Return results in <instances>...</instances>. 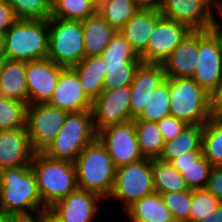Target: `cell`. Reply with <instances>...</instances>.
Segmentation results:
<instances>
[{"instance_id":"cell-10","label":"cell","mask_w":222,"mask_h":222,"mask_svg":"<svg viewBox=\"0 0 222 222\" xmlns=\"http://www.w3.org/2000/svg\"><path fill=\"white\" fill-rule=\"evenodd\" d=\"M220 24L210 30H199L198 62L192 77L210 94L222 80V23Z\"/></svg>"},{"instance_id":"cell-49","label":"cell","mask_w":222,"mask_h":222,"mask_svg":"<svg viewBox=\"0 0 222 222\" xmlns=\"http://www.w3.org/2000/svg\"><path fill=\"white\" fill-rule=\"evenodd\" d=\"M3 36L0 34V56H2Z\"/></svg>"},{"instance_id":"cell-1","label":"cell","mask_w":222,"mask_h":222,"mask_svg":"<svg viewBox=\"0 0 222 222\" xmlns=\"http://www.w3.org/2000/svg\"><path fill=\"white\" fill-rule=\"evenodd\" d=\"M48 19H19L3 35L2 59L30 62L48 57Z\"/></svg>"},{"instance_id":"cell-25","label":"cell","mask_w":222,"mask_h":222,"mask_svg":"<svg viewBox=\"0 0 222 222\" xmlns=\"http://www.w3.org/2000/svg\"><path fill=\"white\" fill-rule=\"evenodd\" d=\"M84 58L101 55L116 34V30L97 11L82 21Z\"/></svg>"},{"instance_id":"cell-11","label":"cell","mask_w":222,"mask_h":222,"mask_svg":"<svg viewBox=\"0 0 222 222\" xmlns=\"http://www.w3.org/2000/svg\"><path fill=\"white\" fill-rule=\"evenodd\" d=\"M68 113L48 103L28 105L26 130L35 152H43L55 139Z\"/></svg>"},{"instance_id":"cell-36","label":"cell","mask_w":222,"mask_h":222,"mask_svg":"<svg viewBox=\"0 0 222 222\" xmlns=\"http://www.w3.org/2000/svg\"><path fill=\"white\" fill-rule=\"evenodd\" d=\"M19 19H49L52 0H6Z\"/></svg>"},{"instance_id":"cell-31","label":"cell","mask_w":222,"mask_h":222,"mask_svg":"<svg viewBox=\"0 0 222 222\" xmlns=\"http://www.w3.org/2000/svg\"><path fill=\"white\" fill-rule=\"evenodd\" d=\"M134 0H100L97 11L119 31L125 23L139 10Z\"/></svg>"},{"instance_id":"cell-28","label":"cell","mask_w":222,"mask_h":222,"mask_svg":"<svg viewBox=\"0 0 222 222\" xmlns=\"http://www.w3.org/2000/svg\"><path fill=\"white\" fill-rule=\"evenodd\" d=\"M204 125H188L174 140L164 144L159 159L170 162L182 154L202 152V136Z\"/></svg>"},{"instance_id":"cell-14","label":"cell","mask_w":222,"mask_h":222,"mask_svg":"<svg viewBox=\"0 0 222 222\" xmlns=\"http://www.w3.org/2000/svg\"><path fill=\"white\" fill-rule=\"evenodd\" d=\"M212 9L217 10L210 0H164L160 12L192 30H210L219 25Z\"/></svg>"},{"instance_id":"cell-48","label":"cell","mask_w":222,"mask_h":222,"mask_svg":"<svg viewBox=\"0 0 222 222\" xmlns=\"http://www.w3.org/2000/svg\"><path fill=\"white\" fill-rule=\"evenodd\" d=\"M45 222H57L55 219H53L49 214L45 218Z\"/></svg>"},{"instance_id":"cell-19","label":"cell","mask_w":222,"mask_h":222,"mask_svg":"<svg viewBox=\"0 0 222 222\" xmlns=\"http://www.w3.org/2000/svg\"><path fill=\"white\" fill-rule=\"evenodd\" d=\"M166 79L162 64L141 63L131 86L130 120L137 119L148 103L151 93Z\"/></svg>"},{"instance_id":"cell-41","label":"cell","mask_w":222,"mask_h":222,"mask_svg":"<svg viewBox=\"0 0 222 222\" xmlns=\"http://www.w3.org/2000/svg\"><path fill=\"white\" fill-rule=\"evenodd\" d=\"M204 189L222 201V166L212 168Z\"/></svg>"},{"instance_id":"cell-15","label":"cell","mask_w":222,"mask_h":222,"mask_svg":"<svg viewBox=\"0 0 222 222\" xmlns=\"http://www.w3.org/2000/svg\"><path fill=\"white\" fill-rule=\"evenodd\" d=\"M131 86L102 92L92 102V116L96 132L130 120Z\"/></svg>"},{"instance_id":"cell-38","label":"cell","mask_w":222,"mask_h":222,"mask_svg":"<svg viewBox=\"0 0 222 222\" xmlns=\"http://www.w3.org/2000/svg\"><path fill=\"white\" fill-rule=\"evenodd\" d=\"M222 201L205 189L192 190L189 222H197L208 216Z\"/></svg>"},{"instance_id":"cell-46","label":"cell","mask_w":222,"mask_h":222,"mask_svg":"<svg viewBox=\"0 0 222 222\" xmlns=\"http://www.w3.org/2000/svg\"><path fill=\"white\" fill-rule=\"evenodd\" d=\"M0 222H11V214L0 210Z\"/></svg>"},{"instance_id":"cell-30","label":"cell","mask_w":222,"mask_h":222,"mask_svg":"<svg viewBox=\"0 0 222 222\" xmlns=\"http://www.w3.org/2000/svg\"><path fill=\"white\" fill-rule=\"evenodd\" d=\"M134 121L141 154L148 159H158L162 154L165 142L157 122Z\"/></svg>"},{"instance_id":"cell-40","label":"cell","mask_w":222,"mask_h":222,"mask_svg":"<svg viewBox=\"0 0 222 222\" xmlns=\"http://www.w3.org/2000/svg\"><path fill=\"white\" fill-rule=\"evenodd\" d=\"M19 18L17 17L12 6L6 1H0V34L3 36Z\"/></svg>"},{"instance_id":"cell-47","label":"cell","mask_w":222,"mask_h":222,"mask_svg":"<svg viewBox=\"0 0 222 222\" xmlns=\"http://www.w3.org/2000/svg\"><path fill=\"white\" fill-rule=\"evenodd\" d=\"M211 3L217 8L218 13L217 14H222V1L221 0H210Z\"/></svg>"},{"instance_id":"cell-43","label":"cell","mask_w":222,"mask_h":222,"mask_svg":"<svg viewBox=\"0 0 222 222\" xmlns=\"http://www.w3.org/2000/svg\"><path fill=\"white\" fill-rule=\"evenodd\" d=\"M33 214H36V217ZM48 214V209H41L30 213H14L11 214V222H45Z\"/></svg>"},{"instance_id":"cell-18","label":"cell","mask_w":222,"mask_h":222,"mask_svg":"<svg viewBox=\"0 0 222 222\" xmlns=\"http://www.w3.org/2000/svg\"><path fill=\"white\" fill-rule=\"evenodd\" d=\"M48 104L69 113L92 108V101L85 95L77 73L72 67L64 68L61 71Z\"/></svg>"},{"instance_id":"cell-5","label":"cell","mask_w":222,"mask_h":222,"mask_svg":"<svg viewBox=\"0 0 222 222\" xmlns=\"http://www.w3.org/2000/svg\"><path fill=\"white\" fill-rule=\"evenodd\" d=\"M96 138L92 111L71 112L55 139L42 153L52 159L74 162L82 150Z\"/></svg>"},{"instance_id":"cell-20","label":"cell","mask_w":222,"mask_h":222,"mask_svg":"<svg viewBox=\"0 0 222 222\" xmlns=\"http://www.w3.org/2000/svg\"><path fill=\"white\" fill-rule=\"evenodd\" d=\"M35 153L26 128L0 131V170L30 165Z\"/></svg>"},{"instance_id":"cell-8","label":"cell","mask_w":222,"mask_h":222,"mask_svg":"<svg viewBox=\"0 0 222 222\" xmlns=\"http://www.w3.org/2000/svg\"><path fill=\"white\" fill-rule=\"evenodd\" d=\"M101 56L106 71L103 92L132 84L142 59L119 31L112 37Z\"/></svg>"},{"instance_id":"cell-37","label":"cell","mask_w":222,"mask_h":222,"mask_svg":"<svg viewBox=\"0 0 222 222\" xmlns=\"http://www.w3.org/2000/svg\"><path fill=\"white\" fill-rule=\"evenodd\" d=\"M175 222H189L192 189L160 194Z\"/></svg>"},{"instance_id":"cell-33","label":"cell","mask_w":222,"mask_h":222,"mask_svg":"<svg viewBox=\"0 0 222 222\" xmlns=\"http://www.w3.org/2000/svg\"><path fill=\"white\" fill-rule=\"evenodd\" d=\"M202 152L213 167L222 166V119L210 118L204 124Z\"/></svg>"},{"instance_id":"cell-13","label":"cell","mask_w":222,"mask_h":222,"mask_svg":"<svg viewBox=\"0 0 222 222\" xmlns=\"http://www.w3.org/2000/svg\"><path fill=\"white\" fill-rule=\"evenodd\" d=\"M192 29L162 16L151 33L147 48L139 55L143 63L162 64Z\"/></svg>"},{"instance_id":"cell-7","label":"cell","mask_w":222,"mask_h":222,"mask_svg":"<svg viewBox=\"0 0 222 222\" xmlns=\"http://www.w3.org/2000/svg\"><path fill=\"white\" fill-rule=\"evenodd\" d=\"M48 59L65 68L84 59L82 21L50 17Z\"/></svg>"},{"instance_id":"cell-6","label":"cell","mask_w":222,"mask_h":222,"mask_svg":"<svg viewBox=\"0 0 222 222\" xmlns=\"http://www.w3.org/2000/svg\"><path fill=\"white\" fill-rule=\"evenodd\" d=\"M170 114L187 125L211 118L210 93L193 78H169Z\"/></svg>"},{"instance_id":"cell-4","label":"cell","mask_w":222,"mask_h":222,"mask_svg":"<svg viewBox=\"0 0 222 222\" xmlns=\"http://www.w3.org/2000/svg\"><path fill=\"white\" fill-rule=\"evenodd\" d=\"M78 189L94 192L103 199L110 195L116 167L109 152L96 138L74 161Z\"/></svg>"},{"instance_id":"cell-45","label":"cell","mask_w":222,"mask_h":222,"mask_svg":"<svg viewBox=\"0 0 222 222\" xmlns=\"http://www.w3.org/2000/svg\"><path fill=\"white\" fill-rule=\"evenodd\" d=\"M197 222H222V203L215 208L208 216Z\"/></svg>"},{"instance_id":"cell-2","label":"cell","mask_w":222,"mask_h":222,"mask_svg":"<svg viewBox=\"0 0 222 222\" xmlns=\"http://www.w3.org/2000/svg\"><path fill=\"white\" fill-rule=\"evenodd\" d=\"M43 205L48 209L78 189L74 162L36 152L30 164Z\"/></svg>"},{"instance_id":"cell-23","label":"cell","mask_w":222,"mask_h":222,"mask_svg":"<svg viewBox=\"0 0 222 222\" xmlns=\"http://www.w3.org/2000/svg\"><path fill=\"white\" fill-rule=\"evenodd\" d=\"M172 166L181 173L189 189H204L213 168L203 152H189L171 160Z\"/></svg>"},{"instance_id":"cell-16","label":"cell","mask_w":222,"mask_h":222,"mask_svg":"<svg viewBox=\"0 0 222 222\" xmlns=\"http://www.w3.org/2000/svg\"><path fill=\"white\" fill-rule=\"evenodd\" d=\"M64 68L48 58L25 62L28 105L49 102Z\"/></svg>"},{"instance_id":"cell-26","label":"cell","mask_w":222,"mask_h":222,"mask_svg":"<svg viewBox=\"0 0 222 222\" xmlns=\"http://www.w3.org/2000/svg\"><path fill=\"white\" fill-rule=\"evenodd\" d=\"M72 68L77 73L85 95L93 102L103 92L106 71L102 56L85 57Z\"/></svg>"},{"instance_id":"cell-39","label":"cell","mask_w":222,"mask_h":222,"mask_svg":"<svg viewBox=\"0 0 222 222\" xmlns=\"http://www.w3.org/2000/svg\"><path fill=\"white\" fill-rule=\"evenodd\" d=\"M157 125L165 143L174 140L188 126L172 115L164 117Z\"/></svg>"},{"instance_id":"cell-24","label":"cell","mask_w":222,"mask_h":222,"mask_svg":"<svg viewBox=\"0 0 222 222\" xmlns=\"http://www.w3.org/2000/svg\"><path fill=\"white\" fill-rule=\"evenodd\" d=\"M0 96L28 104L25 62L3 59L0 68Z\"/></svg>"},{"instance_id":"cell-17","label":"cell","mask_w":222,"mask_h":222,"mask_svg":"<svg viewBox=\"0 0 222 222\" xmlns=\"http://www.w3.org/2000/svg\"><path fill=\"white\" fill-rule=\"evenodd\" d=\"M100 199L94 192L77 189L48 208L49 215L57 222H91Z\"/></svg>"},{"instance_id":"cell-12","label":"cell","mask_w":222,"mask_h":222,"mask_svg":"<svg viewBox=\"0 0 222 222\" xmlns=\"http://www.w3.org/2000/svg\"><path fill=\"white\" fill-rule=\"evenodd\" d=\"M97 138L109 152L116 168L144 158L134 120L105 127L97 132Z\"/></svg>"},{"instance_id":"cell-22","label":"cell","mask_w":222,"mask_h":222,"mask_svg":"<svg viewBox=\"0 0 222 222\" xmlns=\"http://www.w3.org/2000/svg\"><path fill=\"white\" fill-rule=\"evenodd\" d=\"M162 16L158 10L139 9L119 32L140 55L147 48L151 33Z\"/></svg>"},{"instance_id":"cell-50","label":"cell","mask_w":222,"mask_h":222,"mask_svg":"<svg viewBox=\"0 0 222 222\" xmlns=\"http://www.w3.org/2000/svg\"><path fill=\"white\" fill-rule=\"evenodd\" d=\"M2 56H0V68H1V65H2Z\"/></svg>"},{"instance_id":"cell-44","label":"cell","mask_w":222,"mask_h":222,"mask_svg":"<svg viewBox=\"0 0 222 222\" xmlns=\"http://www.w3.org/2000/svg\"><path fill=\"white\" fill-rule=\"evenodd\" d=\"M140 9L160 11L164 0H134Z\"/></svg>"},{"instance_id":"cell-34","label":"cell","mask_w":222,"mask_h":222,"mask_svg":"<svg viewBox=\"0 0 222 222\" xmlns=\"http://www.w3.org/2000/svg\"><path fill=\"white\" fill-rule=\"evenodd\" d=\"M170 115L169 78H166L151 93L143 112L135 120L158 122Z\"/></svg>"},{"instance_id":"cell-3","label":"cell","mask_w":222,"mask_h":222,"mask_svg":"<svg viewBox=\"0 0 222 222\" xmlns=\"http://www.w3.org/2000/svg\"><path fill=\"white\" fill-rule=\"evenodd\" d=\"M47 209L30 165L0 170V210L9 214Z\"/></svg>"},{"instance_id":"cell-42","label":"cell","mask_w":222,"mask_h":222,"mask_svg":"<svg viewBox=\"0 0 222 222\" xmlns=\"http://www.w3.org/2000/svg\"><path fill=\"white\" fill-rule=\"evenodd\" d=\"M210 111L211 118L222 119V80L210 94Z\"/></svg>"},{"instance_id":"cell-29","label":"cell","mask_w":222,"mask_h":222,"mask_svg":"<svg viewBox=\"0 0 222 222\" xmlns=\"http://www.w3.org/2000/svg\"><path fill=\"white\" fill-rule=\"evenodd\" d=\"M153 181L156 193L181 192L190 190L181 173L170 162L152 159Z\"/></svg>"},{"instance_id":"cell-21","label":"cell","mask_w":222,"mask_h":222,"mask_svg":"<svg viewBox=\"0 0 222 222\" xmlns=\"http://www.w3.org/2000/svg\"><path fill=\"white\" fill-rule=\"evenodd\" d=\"M199 52V30H192L162 63L166 78H192Z\"/></svg>"},{"instance_id":"cell-27","label":"cell","mask_w":222,"mask_h":222,"mask_svg":"<svg viewBox=\"0 0 222 222\" xmlns=\"http://www.w3.org/2000/svg\"><path fill=\"white\" fill-rule=\"evenodd\" d=\"M132 222H175L159 193L135 201L126 210Z\"/></svg>"},{"instance_id":"cell-35","label":"cell","mask_w":222,"mask_h":222,"mask_svg":"<svg viewBox=\"0 0 222 222\" xmlns=\"http://www.w3.org/2000/svg\"><path fill=\"white\" fill-rule=\"evenodd\" d=\"M28 104L0 96V131L26 128Z\"/></svg>"},{"instance_id":"cell-32","label":"cell","mask_w":222,"mask_h":222,"mask_svg":"<svg viewBox=\"0 0 222 222\" xmlns=\"http://www.w3.org/2000/svg\"><path fill=\"white\" fill-rule=\"evenodd\" d=\"M100 0H52L51 17L86 20L97 12Z\"/></svg>"},{"instance_id":"cell-9","label":"cell","mask_w":222,"mask_h":222,"mask_svg":"<svg viewBox=\"0 0 222 222\" xmlns=\"http://www.w3.org/2000/svg\"><path fill=\"white\" fill-rule=\"evenodd\" d=\"M155 192L152 159L142 158L116 168L108 199L119 200L125 210L135 201Z\"/></svg>"}]
</instances>
